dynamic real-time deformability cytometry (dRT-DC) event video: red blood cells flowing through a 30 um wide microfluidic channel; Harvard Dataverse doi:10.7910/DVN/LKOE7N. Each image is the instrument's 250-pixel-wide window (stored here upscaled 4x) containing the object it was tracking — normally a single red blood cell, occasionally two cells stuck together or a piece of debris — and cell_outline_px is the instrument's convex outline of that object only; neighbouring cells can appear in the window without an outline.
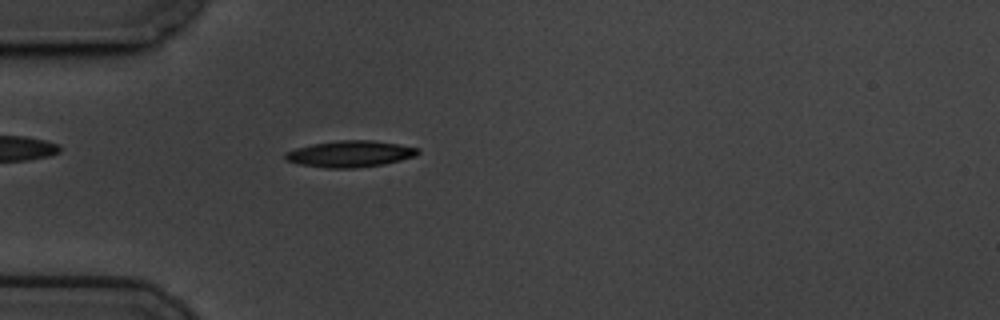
{"species": "common noctule bat (a hibernating species)", "species_latin": "Nyctalus noctula", "temperature_condition": "cold", "stored_images_in_passage": 5, "camera_frame_rate_fps": 3000, "um_per_image_px": 0.085, "animal": {"sex": "male", "body_mass_g": 19.5, "forearm_length_mm": 54.6}, "frame": {"image": 1, "passage_image": 5, "time_ms": 1.333, "image_size_px": [1000, 320], "cell_outline_px": [[420, 152], [416, 156], [384, 164], [352, 168], [328, 168], [300, 164], [284, 160], [284, 152], [296, 148], [312, 144], [340, 140], [372, 140], [400, 144], [420, 148]], "centroid_in_image_um": [29.77, 13.07], "position_along_channel_um": 55.2, "area_um2": 20.46}}